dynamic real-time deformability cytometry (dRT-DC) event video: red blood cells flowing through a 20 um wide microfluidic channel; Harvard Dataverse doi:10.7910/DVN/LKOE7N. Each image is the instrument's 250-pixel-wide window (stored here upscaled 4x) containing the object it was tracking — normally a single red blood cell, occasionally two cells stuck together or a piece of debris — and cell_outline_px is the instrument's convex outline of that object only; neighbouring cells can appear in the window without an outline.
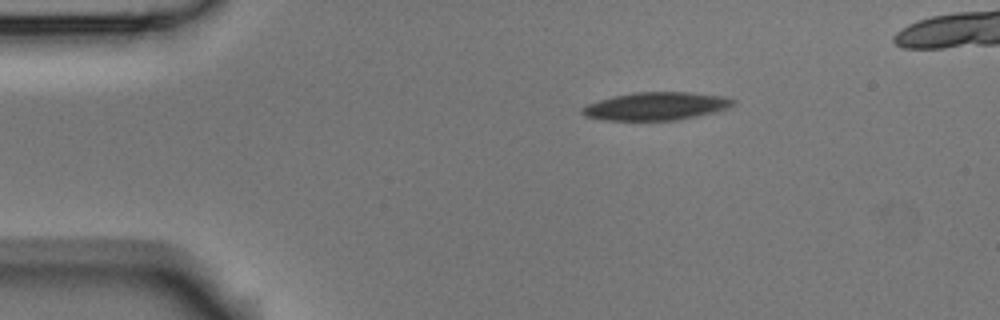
{"species": "Egyptian fruit bat (a non-hibernating species)", "species_latin": "Rousettus aegyptiacus", "temperature_condition": "room temperature", "stored_images_in_passage": 43, "camera_frame_rate_fps": 3000, "um_per_image_px": 0.085, "animal": {"sex": "male"}, "frame": {"image": 1, "passage_image": 1, "time_ms": 0.0, "image_size_px": [1000, 320], "cell_outline_px": [[736, 100], [728, 108], [716, 112], [676, 120], [600, 120], [584, 116], [580, 112], [580, 108], [588, 104], [612, 96], [632, 92], [688, 92], [724, 96]], "centroid_in_image_um": [55.73, 9.02], "position_along_channel_um": 29.3, "area_um2": 24.68}}
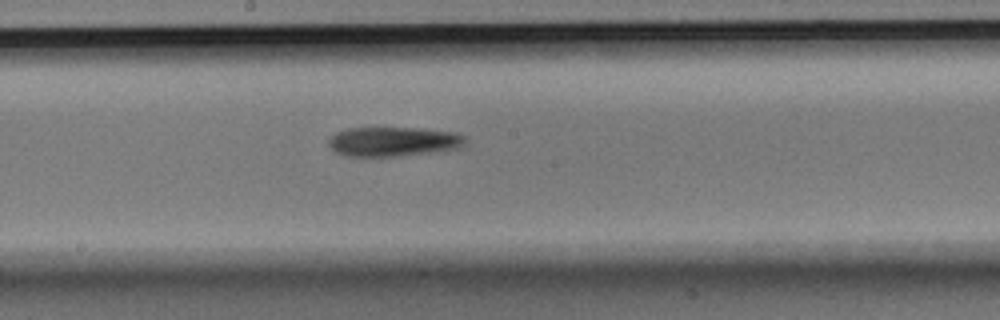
{"frame": {"image": 2, "passage_image": 20, "time_ms": 6.333, "image_size_px": [1000, 320], "cell_outline_px": [[464, 144], [460, 148], [436, 152], [396, 156], [348, 156], [336, 152], [328, 144], [328, 140], [336, 132], [348, 128], [416, 128], [452, 132], [464, 136]], "centroid_in_image_um": [33.42, 12.04], "position_along_channel_um": 214.8, "area_um2": 23.29}}
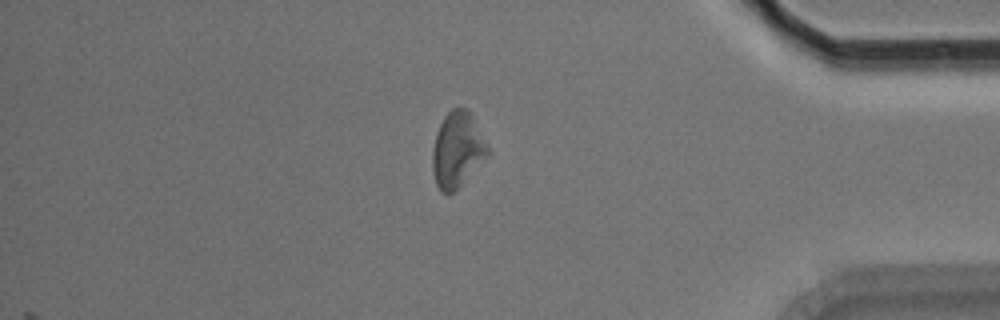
{"frame": {"image": 3, "passage_image": 37, "time_ms": 12.0, "image_size_px": [1000, 320], "cell_outline_px": [[492, 152], [452, 192], [440, 192], [436, 184], [432, 172], [432, 152], [436, 136], [440, 124], [444, 116], [452, 108], [468, 108], [488, 144]], "centroid_in_image_um": [38.88, 12.7], "position_along_channel_um": 396.3, "area_um2": 24.1}, "authors_computed_cell_mechanics": {"area_um2": 24.1026, "velocity_mm_per_s": 3.7415, "shape_relaxation_time_tau1_ms": 2.9799, "shape_relaxation_time_tau2_ms": null, "deformation_change_tau1": 0.1185, "deformation_change_tau2": null}}